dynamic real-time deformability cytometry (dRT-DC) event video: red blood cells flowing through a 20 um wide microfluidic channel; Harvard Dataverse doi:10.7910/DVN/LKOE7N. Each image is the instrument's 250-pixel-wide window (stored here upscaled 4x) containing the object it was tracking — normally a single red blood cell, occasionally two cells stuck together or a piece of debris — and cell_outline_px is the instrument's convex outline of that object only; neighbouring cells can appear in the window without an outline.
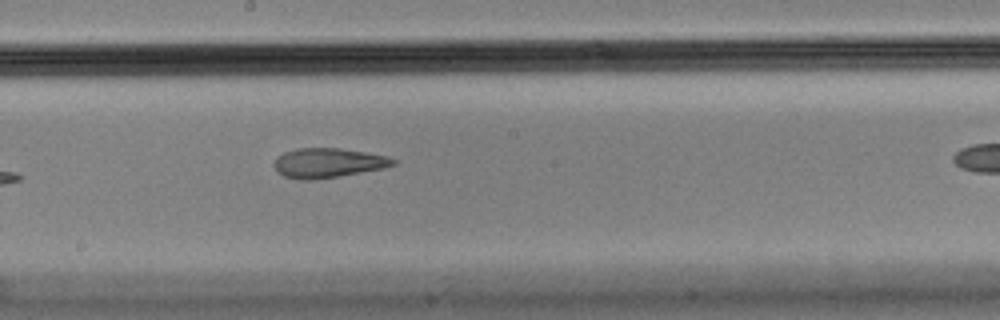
{"species": "Egyptian fruit bat (a non-hibernating species)", "species_latin": "Rousettus aegyptiacus", "temperature_condition": "cold", "stored_images_in_passage": 10, "segment_of_instrument_passage": [1, 2], "camera_frame_rate_fps": 3000, "um_per_image_px": 0.085, "animal": {"sex": "male"}, "frame": {"image": 1, "passage_image": 9, "time_ms": 2.667, "image_size_px": [1000, 320], "cell_outline_px": [[396, 164], [384, 168], [336, 176], [308, 180], [300, 180], [284, 176], [276, 172], [272, 164], [276, 156], [284, 152], [296, 148], [340, 148], [388, 156], [396, 160]], "centroid_in_image_um": [27.82, 13.84], "position_along_channel_um": 220.4, "area_um2": 20.52}}